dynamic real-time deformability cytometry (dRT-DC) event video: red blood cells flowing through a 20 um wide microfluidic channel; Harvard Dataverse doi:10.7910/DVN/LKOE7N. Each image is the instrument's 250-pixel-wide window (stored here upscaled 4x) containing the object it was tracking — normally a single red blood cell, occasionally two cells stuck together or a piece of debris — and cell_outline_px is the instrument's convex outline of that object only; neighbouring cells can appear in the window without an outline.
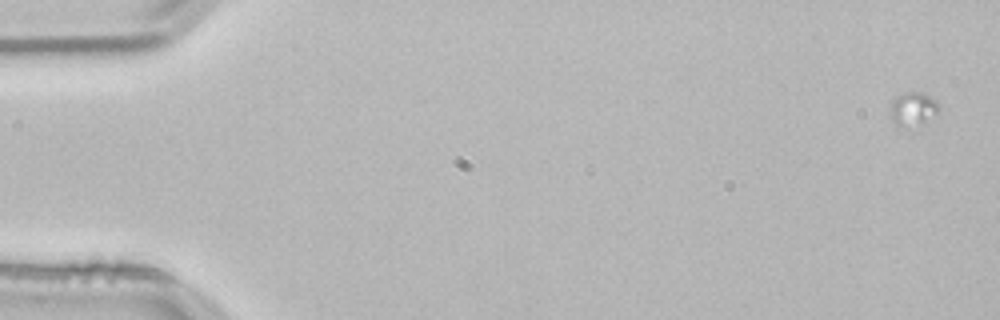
{"species": "common noctule bat (a hibernating species)", "species_latin": "Nyctalus noctula", "temperature_condition": "room temperature", "stored_images_in_passage": 17, "camera_frame_rate_fps": 3000, "um_per_image_px": 0.085, "animal": {"sex": "male", "body_mass_g": 21.5, "forearm_length_mm": 52.0}, "frame": {"image": 1, "passage_image": 3, "time_ms": 0.667, "image_size_px": [1000, 320], "cell_outline_px": [[940, 108], [936, 116], [924, 124], [908, 128], [896, 124], [892, 120], [888, 112], [888, 108], [892, 100], [896, 96], [904, 92], [920, 92], [936, 100], [940, 104]], "centroid_in_image_um": [77.6, 9.28], "position_along_channel_um": 7.4, "area_um2": 10.06}}